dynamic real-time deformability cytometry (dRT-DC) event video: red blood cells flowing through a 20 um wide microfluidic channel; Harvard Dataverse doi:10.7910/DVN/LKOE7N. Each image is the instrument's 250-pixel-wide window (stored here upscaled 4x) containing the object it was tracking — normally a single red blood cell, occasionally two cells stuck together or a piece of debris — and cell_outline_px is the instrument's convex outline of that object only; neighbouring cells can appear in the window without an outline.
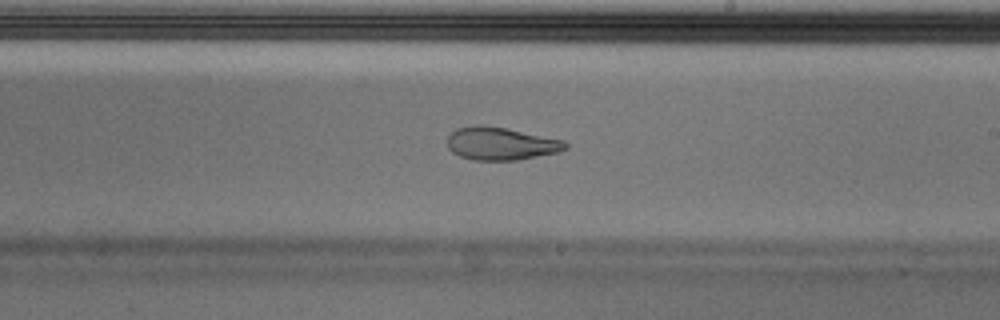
{"species": "Egyptian fruit bat (a non-hibernating species)", "species_latin": "Rousettus aegyptiacus", "temperature_condition": "cold", "stored_images_in_passage": 53, "camera_frame_rate_fps": 3000, "um_per_image_px": 0.085, "animal": {"sex": "male"}, "frame": {"image": 1, "passage_image": 31, "time_ms": 10.0, "image_size_px": [1000, 320], "cell_outline_px": [[568, 148], [560, 152], [516, 160], [472, 160], [460, 156], [452, 152], [448, 148], [448, 136], [456, 128], [476, 124], [480, 124], [504, 128], [564, 140], [568, 144]], "centroid_in_image_um": [42.57, 12.21], "position_along_channel_um": 246.4, "area_um2": 22.6}, "authors_computed_cell_mechanics": {"area_um2": 23.5824, "velocity_mm_per_s": 3.7155, "shape_relaxation_time_tau1_ms": null, "shape_relaxation_time_tau2_ms": 2.5281, "deformation_change_tau1": null, "deformation_change_tau2": 0.0901}}